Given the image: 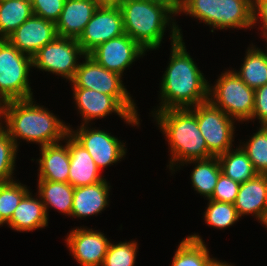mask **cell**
<instances>
[{"label": "cell", "mask_w": 267, "mask_h": 266, "mask_svg": "<svg viewBox=\"0 0 267 266\" xmlns=\"http://www.w3.org/2000/svg\"><path fill=\"white\" fill-rule=\"evenodd\" d=\"M169 65L160 81L157 111L191 108L208 101L209 82L187 52L183 38L172 44Z\"/></svg>", "instance_id": "cell-1"}, {"label": "cell", "mask_w": 267, "mask_h": 266, "mask_svg": "<svg viewBox=\"0 0 267 266\" xmlns=\"http://www.w3.org/2000/svg\"><path fill=\"white\" fill-rule=\"evenodd\" d=\"M35 103L34 98H31L0 104V125L17 147L20 139L43 147L59 143L69 134L70 126L44 106Z\"/></svg>", "instance_id": "cell-2"}, {"label": "cell", "mask_w": 267, "mask_h": 266, "mask_svg": "<svg viewBox=\"0 0 267 266\" xmlns=\"http://www.w3.org/2000/svg\"><path fill=\"white\" fill-rule=\"evenodd\" d=\"M152 114L170 145L171 160L167 167L169 166L172 172L184 162L213 157L199 130L196 114L191 108L155 110Z\"/></svg>", "instance_id": "cell-3"}, {"label": "cell", "mask_w": 267, "mask_h": 266, "mask_svg": "<svg viewBox=\"0 0 267 266\" xmlns=\"http://www.w3.org/2000/svg\"><path fill=\"white\" fill-rule=\"evenodd\" d=\"M124 32L144 50H156L161 46L164 32L170 25L171 45L183 38L181 29L172 19L173 13L164 6L142 0H124L120 5ZM172 25H171V24Z\"/></svg>", "instance_id": "cell-4"}, {"label": "cell", "mask_w": 267, "mask_h": 266, "mask_svg": "<svg viewBox=\"0 0 267 266\" xmlns=\"http://www.w3.org/2000/svg\"><path fill=\"white\" fill-rule=\"evenodd\" d=\"M253 0H182L179 13L192 16L214 29L253 27Z\"/></svg>", "instance_id": "cell-5"}, {"label": "cell", "mask_w": 267, "mask_h": 266, "mask_svg": "<svg viewBox=\"0 0 267 266\" xmlns=\"http://www.w3.org/2000/svg\"><path fill=\"white\" fill-rule=\"evenodd\" d=\"M32 57L0 39V104L33 98L29 83Z\"/></svg>", "instance_id": "cell-6"}, {"label": "cell", "mask_w": 267, "mask_h": 266, "mask_svg": "<svg viewBox=\"0 0 267 266\" xmlns=\"http://www.w3.org/2000/svg\"><path fill=\"white\" fill-rule=\"evenodd\" d=\"M255 89L248 87L233 70L222 73L208 88V100L235 121L251 120Z\"/></svg>", "instance_id": "cell-7"}, {"label": "cell", "mask_w": 267, "mask_h": 266, "mask_svg": "<svg viewBox=\"0 0 267 266\" xmlns=\"http://www.w3.org/2000/svg\"><path fill=\"white\" fill-rule=\"evenodd\" d=\"M71 81L72 88H86L113 96L132 116L139 117L137 106L125 88L122 76L99 65L86 54Z\"/></svg>", "instance_id": "cell-8"}, {"label": "cell", "mask_w": 267, "mask_h": 266, "mask_svg": "<svg viewBox=\"0 0 267 266\" xmlns=\"http://www.w3.org/2000/svg\"><path fill=\"white\" fill-rule=\"evenodd\" d=\"M85 56L77 39L57 36L32 56V65L71 82L80 64L78 59Z\"/></svg>", "instance_id": "cell-9"}, {"label": "cell", "mask_w": 267, "mask_h": 266, "mask_svg": "<svg viewBox=\"0 0 267 266\" xmlns=\"http://www.w3.org/2000/svg\"><path fill=\"white\" fill-rule=\"evenodd\" d=\"M191 109L195 112L199 130L203 135L208 151L213 156H219L233 148L234 119L209 100Z\"/></svg>", "instance_id": "cell-10"}, {"label": "cell", "mask_w": 267, "mask_h": 266, "mask_svg": "<svg viewBox=\"0 0 267 266\" xmlns=\"http://www.w3.org/2000/svg\"><path fill=\"white\" fill-rule=\"evenodd\" d=\"M69 134L88 151L100 171L126 155L124 142L104 130L90 128L88 124H81L75 131L69 128Z\"/></svg>", "instance_id": "cell-11"}, {"label": "cell", "mask_w": 267, "mask_h": 266, "mask_svg": "<svg viewBox=\"0 0 267 266\" xmlns=\"http://www.w3.org/2000/svg\"><path fill=\"white\" fill-rule=\"evenodd\" d=\"M125 34L119 6L100 5L77 39L82 50L89 54L98 45Z\"/></svg>", "instance_id": "cell-12"}, {"label": "cell", "mask_w": 267, "mask_h": 266, "mask_svg": "<svg viewBox=\"0 0 267 266\" xmlns=\"http://www.w3.org/2000/svg\"><path fill=\"white\" fill-rule=\"evenodd\" d=\"M72 90L76 107L83 119L81 124H90L95 119L116 113L126 124L139 127L140 118L132 116L113 96L86 88H72Z\"/></svg>", "instance_id": "cell-13"}, {"label": "cell", "mask_w": 267, "mask_h": 266, "mask_svg": "<svg viewBox=\"0 0 267 266\" xmlns=\"http://www.w3.org/2000/svg\"><path fill=\"white\" fill-rule=\"evenodd\" d=\"M145 53L146 50L125 33L98 45L88 55L102 67L123 76L124 70Z\"/></svg>", "instance_id": "cell-14"}, {"label": "cell", "mask_w": 267, "mask_h": 266, "mask_svg": "<svg viewBox=\"0 0 267 266\" xmlns=\"http://www.w3.org/2000/svg\"><path fill=\"white\" fill-rule=\"evenodd\" d=\"M65 241L80 266H101L110 244L104 233L86 227L73 228Z\"/></svg>", "instance_id": "cell-15"}, {"label": "cell", "mask_w": 267, "mask_h": 266, "mask_svg": "<svg viewBox=\"0 0 267 266\" xmlns=\"http://www.w3.org/2000/svg\"><path fill=\"white\" fill-rule=\"evenodd\" d=\"M57 36L53 21L32 15L6 39L20 52L32 57Z\"/></svg>", "instance_id": "cell-16"}, {"label": "cell", "mask_w": 267, "mask_h": 266, "mask_svg": "<svg viewBox=\"0 0 267 266\" xmlns=\"http://www.w3.org/2000/svg\"><path fill=\"white\" fill-rule=\"evenodd\" d=\"M234 206L239 217L253 214L265 226L267 222V175L257 174L240 184Z\"/></svg>", "instance_id": "cell-17"}, {"label": "cell", "mask_w": 267, "mask_h": 266, "mask_svg": "<svg viewBox=\"0 0 267 266\" xmlns=\"http://www.w3.org/2000/svg\"><path fill=\"white\" fill-rule=\"evenodd\" d=\"M99 6L97 0H65L55 23L57 35L78 39Z\"/></svg>", "instance_id": "cell-18"}, {"label": "cell", "mask_w": 267, "mask_h": 266, "mask_svg": "<svg viewBox=\"0 0 267 266\" xmlns=\"http://www.w3.org/2000/svg\"><path fill=\"white\" fill-rule=\"evenodd\" d=\"M64 141V146L59 142L40 147L41 158L36 160L39 164L38 180L68 183L70 168L69 134Z\"/></svg>", "instance_id": "cell-19"}, {"label": "cell", "mask_w": 267, "mask_h": 266, "mask_svg": "<svg viewBox=\"0 0 267 266\" xmlns=\"http://www.w3.org/2000/svg\"><path fill=\"white\" fill-rule=\"evenodd\" d=\"M70 168L68 183L74 188L92 185L105 178L88 151L69 134Z\"/></svg>", "instance_id": "cell-20"}, {"label": "cell", "mask_w": 267, "mask_h": 266, "mask_svg": "<svg viewBox=\"0 0 267 266\" xmlns=\"http://www.w3.org/2000/svg\"><path fill=\"white\" fill-rule=\"evenodd\" d=\"M109 183L104 179L92 185L76 187L73 195L71 216L85 218L94 216L105 210L109 205Z\"/></svg>", "instance_id": "cell-21"}, {"label": "cell", "mask_w": 267, "mask_h": 266, "mask_svg": "<svg viewBox=\"0 0 267 266\" xmlns=\"http://www.w3.org/2000/svg\"><path fill=\"white\" fill-rule=\"evenodd\" d=\"M7 225L19 232H30L48 226V216L41 197L38 195L34 198L29 191L14 210Z\"/></svg>", "instance_id": "cell-22"}, {"label": "cell", "mask_w": 267, "mask_h": 266, "mask_svg": "<svg viewBox=\"0 0 267 266\" xmlns=\"http://www.w3.org/2000/svg\"><path fill=\"white\" fill-rule=\"evenodd\" d=\"M37 181V195L41 197L47 216L48 209L51 207L58 210L59 213L71 216L75 188L71 184L64 182Z\"/></svg>", "instance_id": "cell-23"}, {"label": "cell", "mask_w": 267, "mask_h": 266, "mask_svg": "<svg viewBox=\"0 0 267 266\" xmlns=\"http://www.w3.org/2000/svg\"><path fill=\"white\" fill-rule=\"evenodd\" d=\"M186 163H195L194 169L190 174L192 187H194L197 193L209 199L222 173L218 157L213 156L207 159L190 160L184 162L182 166Z\"/></svg>", "instance_id": "cell-24"}, {"label": "cell", "mask_w": 267, "mask_h": 266, "mask_svg": "<svg viewBox=\"0 0 267 266\" xmlns=\"http://www.w3.org/2000/svg\"><path fill=\"white\" fill-rule=\"evenodd\" d=\"M244 62L239 71L233 69L238 77L250 88L256 89L267 84V54L252 44L246 50Z\"/></svg>", "instance_id": "cell-25"}, {"label": "cell", "mask_w": 267, "mask_h": 266, "mask_svg": "<svg viewBox=\"0 0 267 266\" xmlns=\"http://www.w3.org/2000/svg\"><path fill=\"white\" fill-rule=\"evenodd\" d=\"M197 234L184 238L173 256L171 266H209L211 258L208 247Z\"/></svg>", "instance_id": "cell-26"}, {"label": "cell", "mask_w": 267, "mask_h": 266, "mask_svg": "<svg viewBox=\"0 0 267 266\" xmlns=\"http://www.w3.org/2000/svg\"><path fill=\"white\" fill-rule=\"evenodd\" d=\"M217 157L222 173L239 184L249 181L258 174L240 145Z\"/></svg>", "instance_id": "cell-27"}, {"label": "cell", "mask_w": 267, "mask_h": 266, "mask_svg": "<svg viewBox=\"0 0 267 266\" xmlns=\"http://www.w3.org/2000/svg\"><path fill=\"white\" fill-rule=\"evenodd\" d=\"M32 15L30 0L0 1V39H6Z\"/></svg>", "instance_id": "cell-28"}, {"label": "cell", "mask_w": 267, "mask_h": 266, "mask_svg": "<svg viewBox=\"0 0 267 266\" xmlns=\"http://www.w3.org/2000/svg\"><path fill=\"white\" fill-rule=\"evenodd\" d=\"M251 139L242 143V149L258 174L267 175V126H261Z\"/></svg>", "instance_id": "cell-29"}, {"label": "cell", "mask_w": 267, "mask_h": 266, "mask_svg": "<svg viewBox=\"0 0 267 266\" xmlns=\"http://www.w3.org/2000/svg\"><path fill=\"white\" fill-rule=\"evenodd\" d=\"M209 200L207 209L204 212V221L208 226L217 229H226L234 225L239 219L238 212L231 203Z\"/></svg>", "instance_id": "cell-30"}, {"label": "cell", "mask_w": 267, "mask_h": 266, "mask_svg": "<svg viewBox=\"0 0 267 266\" xmlns=\"http://www.w3.org/2000/svg\"><path fill=\"white\" fill-rule=\"evenodd\" d=\"M29 191L26 185L17 180L0 184V213L6 222L11 219L14 210Z\"/></svg>", "instance_id": "cell-31"}, {"label": "cell", "mask_w": 267, "mask_h": 266, "mask_svg": "<svg viewBox=\"0 0 267 266\" xmlns=\"http://www.w3.org/2000/svg\"><path fill=\"white\" fill-rule=\"evenodd\" d=\"M18 147L0 125V184L13 181Z\"/></svg>", "instance_id": "cell-32"}, {"label": "cell", "mask_w": 267, "mask_h": 266, "mask_svg": "<svg viewBox=\"0 0 267 266\" xmlns=\"http://www.w3.org/2000/svg\"><path fill=\"white\" fill-rule=\"evenodd\" d=\"M136 241L110 242L105 259L101 266H134L137 257Z\"/></svg>", "instance_id": "cell-33"}, {"label": "cell", "mask_w": 267, "mask_h": 266, "mask_svg": "<svg viewBox=\"0 0 267 266\" xmlns=\"http://www.w3.org/2000/svg\"><path fill=\"white\" fill-rule=\"evenodd\" d=\"M239 188V183L221 173L215 186L214 192L209 199L234 204L239 192Z\"/></svg>", "instance_id": "cell-34"}, {"label": "cell", "mask_w": 267, "mask_h": 266, "mask_svg": "<svg viewBox=\"0 0 267 266\" xmlns=\"http://www.w3.org/2000/svg\"><path fill=\"white\" fill-rule=\"evenodd\" d=\"M33 15L46 20L56 21L64 7L65 0H30Z\"/></svg>", "instance_id": "cell-35"}, {"label": "cell", "mask_w": 267, "mask_h": 266, "mask_svg": "<svg viewBox=\"0 0 267 266\" xmlns=\"http://www.w3.org/2000/svg\"><path fill=\"white\" fill-rule=\"evenodd\" d=\"M258 119L260 126H267V84L255 89L251 121Z\"/></svg>", "instance_id": "cell-36"}, {"label": "cell", "mask_w": 267, "mask_h": 266, "mask_svg": "<svg viewBox=\"0 0 267 266\" xmlns=\"http://www.w3.org/2000/svg\"><path fill=\"white\" fill-rule=\"evenodd\" d=\"M253 26L257 24V20L260 19L263 38H267V0H253L252 8Z\"/></svg>", "instance_id": "cell-37"}, {"label": "cell", "mask_w": 267, "mask_h": 266, "mask_svg": "<svg viewBox=\"0 0 267 266\" xmlns=\"http://www.w3.org/2000/svg\"><path fill=\"white\" fill-rule=\"evenodd\" d=\"M149 3H154L160 6L167 7L173 14L178 15L180 11V1L179 0H142Z\"/></svg>", "instance_id": "cell-38"}, {"label": "cell", "mask_w": 267, "mask_h": 266, "mask_svg": "<svg viewBox=\"0 0 267 266\" xmlns=\"http://www.w3.org/2000/svg\"><path fill=\"white\" fill-rule=\"evenodd\" d=\"M124 0H98L100 5L119 6Z\"/></svg>", "instance_id": "cell-39"}, {"label": "cell", "mask_w": 267, "mask_h": 266, "mask_svg": "<svg viewBox=\"0 0 267 266\" xmlns=\"http://www.w3.org/2000/svg\"><path fill=\"white\" fill-rule=\"evenodd\" d=\"M221 260H217L216 258L209 264V266H233L232 264L227 263L226 261L223 262Z\"/></svg>", "instance_id": "cell-40"}, {"label": "cell", "mask_w": 267, "mask_h": 266, "mask_svg": "<svg viewBox=\"0 0 267 266\" xmlns=\"http://www.w3.org/2000/svg\"><path fill=\"white\" fill-rule=\"evenodd\" d=\"M7 224V222L2 218V215L0 213V226Z\"/></svg>", "instance_id": "cell-41"}]
</instances>
